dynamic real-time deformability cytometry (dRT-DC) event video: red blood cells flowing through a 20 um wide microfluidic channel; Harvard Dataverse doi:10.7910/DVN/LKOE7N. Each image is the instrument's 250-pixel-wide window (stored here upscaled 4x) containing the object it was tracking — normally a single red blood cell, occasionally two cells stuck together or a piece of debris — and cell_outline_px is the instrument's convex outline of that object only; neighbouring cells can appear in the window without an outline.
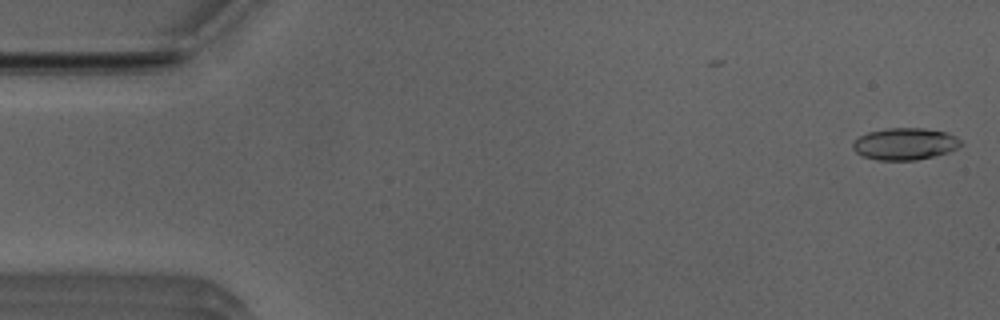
{"species": "Egyptian fruit bat (a non-hibernating species)", "species_latin": "Rousettus aegyptiacus", "temperature_condition": "room temperature", "stored_images_in_passage": 2, "camera_frame_rate_fps": 3000, "um_per_image_px": 0.085, "animal": {"sex": "male"}, "frame": {"image": 1, "passage_image": 2, "time_ms": 0.333, "image_size_px": [1000, 320], "cell_outline_px": [[964, 144], [948, 152], [916, 160], [876, 160], [860, 156], [852, 148], [852, 140], [868, 132], [888, 128], [924, 128], [948, 132], [956, 136]], "centroid_in_image_um": [76.89, 12.23], "position_along_channel_um": 8.1, "area_um2": 20.29}}